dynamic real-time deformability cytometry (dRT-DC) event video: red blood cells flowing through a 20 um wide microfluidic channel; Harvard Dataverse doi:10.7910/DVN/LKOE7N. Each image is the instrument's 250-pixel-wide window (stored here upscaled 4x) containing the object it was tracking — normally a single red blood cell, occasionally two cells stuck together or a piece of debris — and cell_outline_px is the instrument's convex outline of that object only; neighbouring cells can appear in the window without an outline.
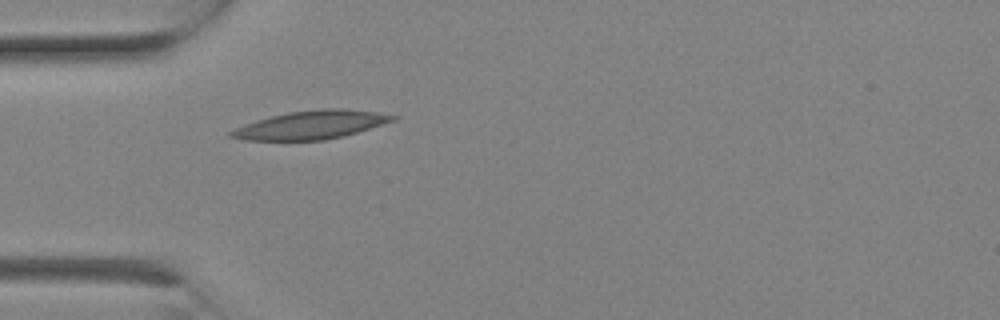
{"species": "Egyptian fruit bat (a non-hibernating species)", "species_latin": "Rousettus aegyptiacus", "temperature_condition": "room temperature", "stored_images_in_passage": 2, "camera_frame_rate_fps": 3000, "um_per_image_px": 0.085, "animal": {"sex": "female"}, "frame": {"image": 1, "passage_image": 2, "time_ms": 0.333, "image_size_px": [1000, 320], "cell_outline_px": [[400, 116], [396, 120], [344, 136], [324, 140], [244, 140], [228, 136], [228, 132], [236, 128], [256, 120], [288, 112], [324, 108], [344, 108], [376, 112]], "centroid_in_image_um": [26.47, 10.61], "position_along_channel_um": 58.5, "area_um2": 26.65}}